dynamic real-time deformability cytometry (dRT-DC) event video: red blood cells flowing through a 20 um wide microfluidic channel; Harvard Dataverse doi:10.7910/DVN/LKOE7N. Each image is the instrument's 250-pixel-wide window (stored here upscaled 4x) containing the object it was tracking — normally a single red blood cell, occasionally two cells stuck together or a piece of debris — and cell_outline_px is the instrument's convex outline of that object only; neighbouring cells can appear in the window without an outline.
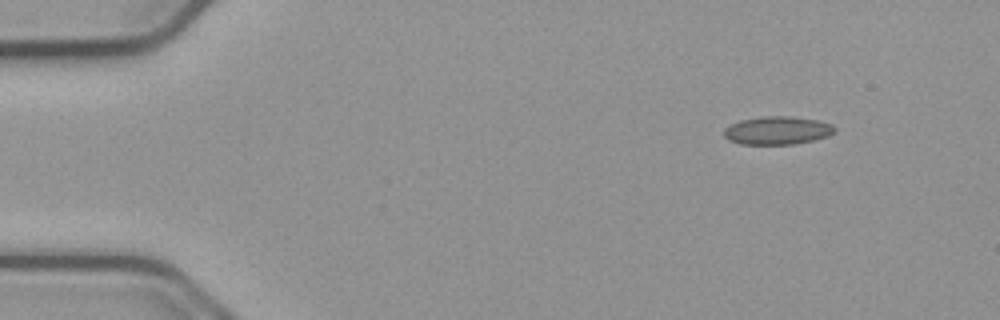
{"species": "common noctule bat (a hibernating species)", "species_latin": "Nyctalus noctula", "temperature_condition": "cold", "stored_images_in_passage": 49, "camera_frame_rate_fps": 3000, "um_per_image_px": 0.085, "animal": {"sex": "male", "body_mass_g": 23.1, "forearm_length_mm": 52.7}, "frame": {"image": 1, "passage_image": 1, "time_ms": 0.0, "image_size_px": [1000, 320], "cell_outline_px": [[836, 132], [828, 136], [812, 140], [792, 144], [740, 144], [728, 140], [724, 136], [724, 128], [740, 120], [764, 116], [792, 116], [816, 120], [832, 124], [836, 128]], "centroid_in_image_um": [66.08, 11.08], "position_along_channel_um": 18.9, "area_um2": 18.15}}
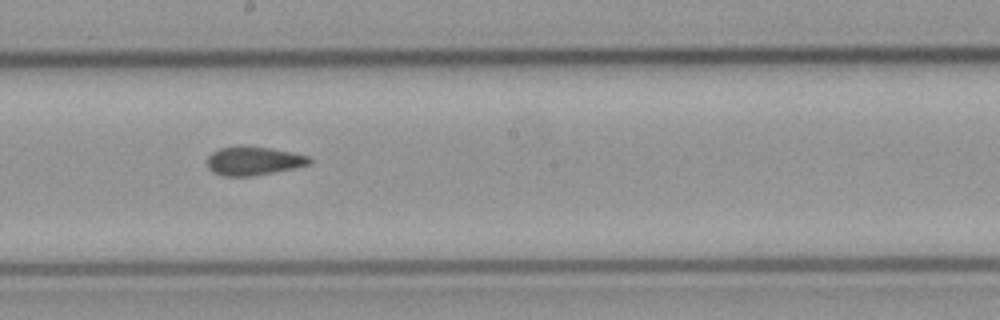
{"frame": {"image": 2, "passage_image": 25, "time_ms": 8.0, "image_size_px": [1000, 320], "cell_outline_px": [[312, 160], [308, 164], [292, 168], [252, 176], [224, 176], [212, 172], [208, 168], [208, 156], [212, 152], [220, 148], [240, 144], [268, 148], [292, 152], [308, 156]], "centroid_in_image_um": [21.49, 13.65], "position_along_channel_um": 226.7, "area_um2": 17.05}}
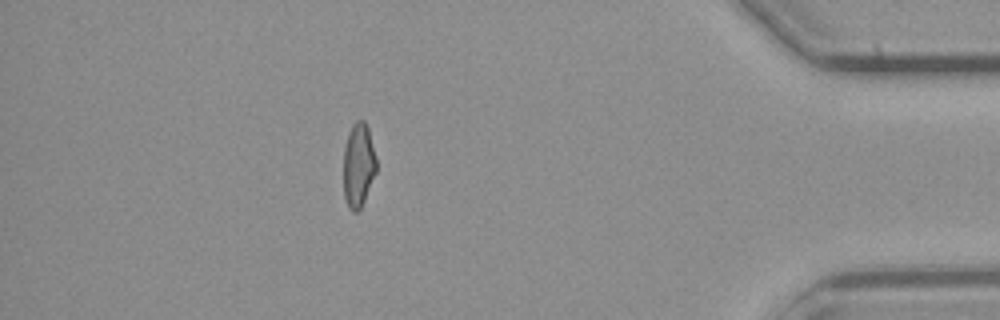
{"frame": {"image": 3, "passage_image": 43, "time_ms": 14.0, "image_size_px": [1000, 320], "cell_outline_px": [[376, 172], [364, 200], [360, 208], [356, 212], [352, 212], [348, 208], [344, 196], [344, 148], [348, 132], [352, 124], [356, 120], [364, 120], [368, 128], [376, 156]], "centroid_in_image_um": [30.46, 14.02], "position_along_channel_um": 404.7, "area_um2": 16.13}, "authors_computed_cell_mechanics": {"area_um2": 17.051, "velocity_mm_per_s": 3.7684, "shape_relaxation_time_tau1_ms": null, "shape_relaxation_time_tau2_ms": 2.1673, "deformation_change_tau1": null, "deformation_change_tau2": 0.0943}}